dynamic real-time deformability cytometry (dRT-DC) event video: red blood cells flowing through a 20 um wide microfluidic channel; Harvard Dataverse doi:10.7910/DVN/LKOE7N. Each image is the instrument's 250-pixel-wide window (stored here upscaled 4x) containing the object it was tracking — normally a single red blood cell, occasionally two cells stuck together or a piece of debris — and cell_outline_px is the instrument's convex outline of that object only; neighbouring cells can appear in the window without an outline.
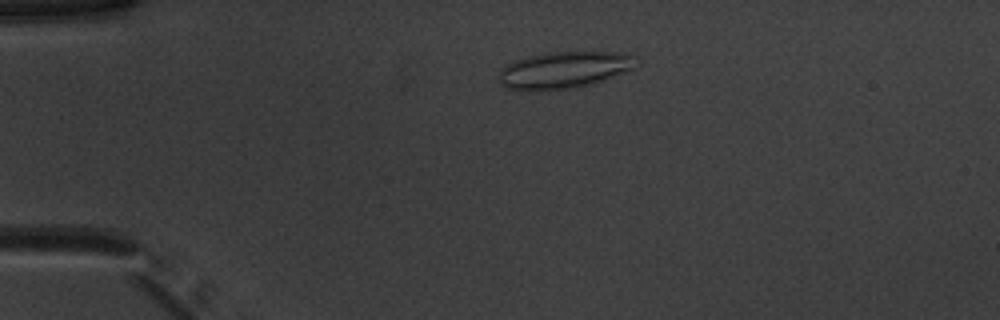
{"species": "common noctule bat (a hibernating species)", "species_latin": "Nyctalus noctula", "temperature_condition": "warm", "stored_images_in_passage": 45, "camera_frame_rate_fps": 3000, "um_per_image_px": 0.085, "animal": {"sex": "male", "body_mass_g": 20.1, "forearm_length_mm": 53.5}, "frame": {"image": 1, "passage_image": 5, "time_ms": 1.333, "image_size_px": [1000, 320], "cell_outline_px": [[636, 68], [604, 80], [592, 84], [576, 88], [540, 92], [528, 92], [508, 88], [500, 84], [496, 76], [500, 68], [504, 64], [528, 56], [552, 52], [624, 52], [636, 56]], "centroid_in_image_um": [47.9, 5.97], "position_along_channel_um": 37.1, "area_um2": 30.35}}
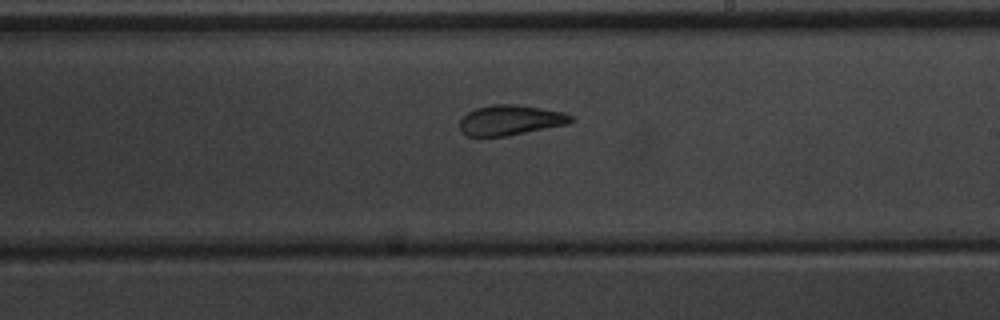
{"frame": {"image": 2, "passage_image": 24, "time_ms": 7.667, "image_size_px": [1000, 320], "cell_outline_px": [[572, 120], [568, 124], [508, 136], [468, 136], [460, 128], [460, 120], [468, 112], [476, 108], [496, 104], [516, 104], [564, 112], [572, 116]], "centroid_in_image_um": [43.39, 10.21], "position_along_channel_um": 245.6, "area_um2": 19.36}}
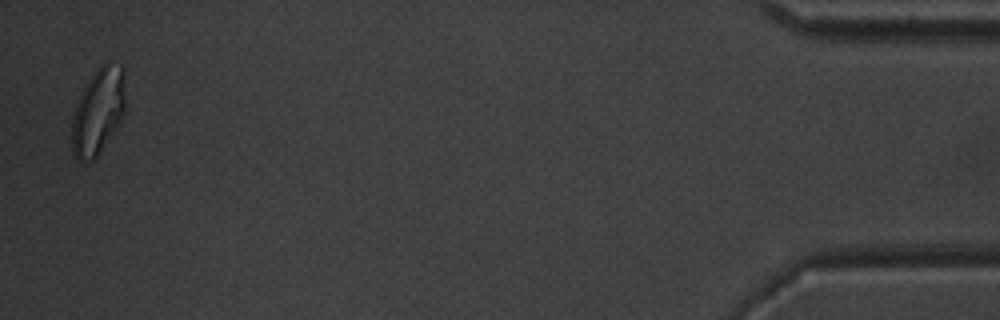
{"frame": {"image": 3, "passage_image": 44, "time_ms": 14.333, "image_size_px": [1000, 320], "cell_outline_px": [[124, 116], [116, 128], [96, 156], [88, 164], [84, 164], [76, 160], [72, 152], [72, 120], [76, 104], [88, 80], [100, 64], [108, 60], [124, 68]], "centroid_in_image_um": [8.33, 9.47], "position_along_channel_um": 426.9, "area_um2": 26.99}, "authors_computed_cell_mechanics": {"area_um2": 21.4438, "velocity_mm_per_s": 3.9469, "shape_relaxation_time_tau1_ms": 8.1419, "shape_relaxation_time_tau2_ms": 1.3353, "deformation_change_tau1": 0.2075, "deformation_change_tau2": 0.0795}}